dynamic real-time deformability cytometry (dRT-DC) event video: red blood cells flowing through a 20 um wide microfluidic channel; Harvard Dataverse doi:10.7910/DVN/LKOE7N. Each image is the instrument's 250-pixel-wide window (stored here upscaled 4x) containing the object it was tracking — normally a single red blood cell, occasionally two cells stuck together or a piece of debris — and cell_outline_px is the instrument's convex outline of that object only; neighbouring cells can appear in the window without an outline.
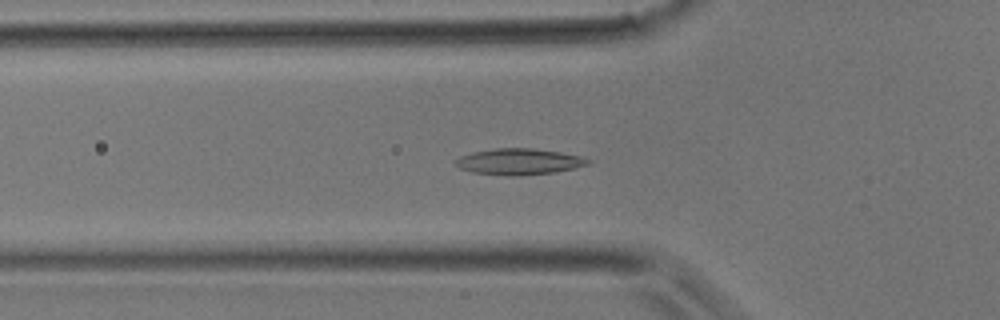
{"species": "common noctule bat (a hibernating species)", "species_latin": "Nyctalus noctula", "temperature_condition": "room temperature", "stored_images_in_passage": 31, "camera_frame_rate_fps": 3000, "um_per_image_px": 0.085, "animal": {"sex": "male", "body_mass_g": 17.9}, "frame": {"image": 1, "passage_image": 4, "time_ms": 1.0, "image_size_px": [1000, 320], "cell_outline_px": [[592, 160], [588, 164], [572, 168], [552, 172], [520, 176], [508, 176], [472, 172], [460, 168], [452, 164], [452, 160], [460, 156], [472, 152], [496, 148], [532, 148], [560, 152], [580, 156]], "centroid_in_image_um": [44.03, 13.74], "position_along_channel_um": 81.8, "area_um2": 20.23}}
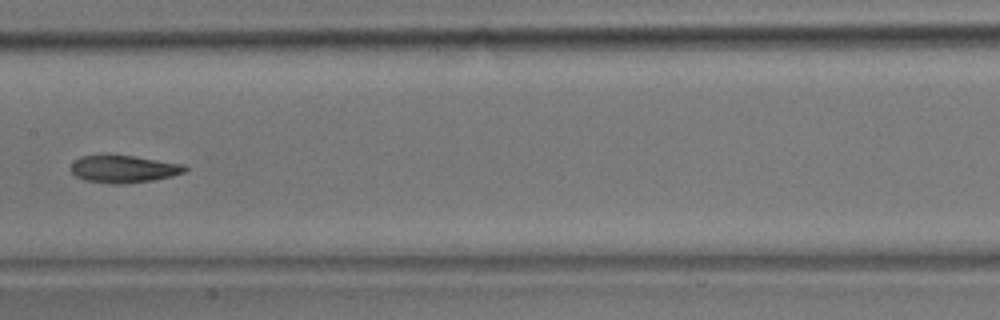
{"frame": {"image": 2, "passage_image": 11, "time_ms": 3.333, "image_size_px": [1000, 320], "cell_outline_px": [[188, 168], [184, 172], [172, 176], [152, 180], [124, 184], [112, 184], [84, 180], [76, 176], [72, 172], [72, 164], [80, 156], [108, 152], [112, 152], [184, 164]], "centroid_in_image_um": [10.49, 14.32], "position_along_channel_um": 196.9, "area_um2": 18.84}}
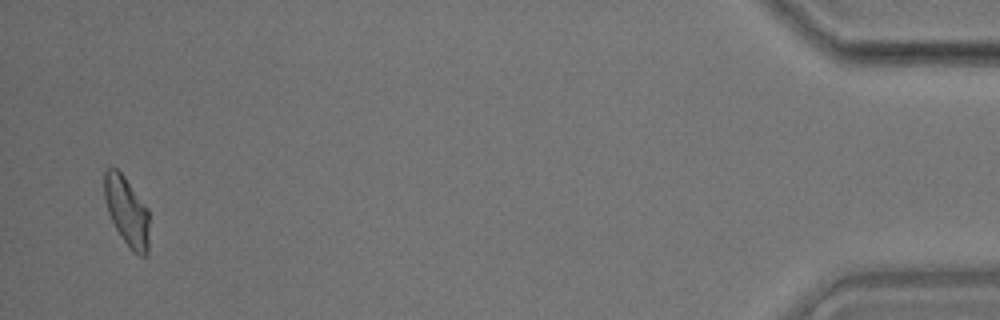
{"frame": {"image": 3, "passage_image": 30, "time_ms": 9.667, "image_size_px": [1000, 320], "cell_outline_px": [[148, 252], [144, 256], [140, 256], [132, 252], [120, 236], [108, 212], [104, 196], [104, 172], [108, 168], [116, 168], [124, 176], [148, 208]], "centroid_in_image_um": [10.78, 17.97], "position_along_channel_um": 424.4, "area_um2": 18.03}}